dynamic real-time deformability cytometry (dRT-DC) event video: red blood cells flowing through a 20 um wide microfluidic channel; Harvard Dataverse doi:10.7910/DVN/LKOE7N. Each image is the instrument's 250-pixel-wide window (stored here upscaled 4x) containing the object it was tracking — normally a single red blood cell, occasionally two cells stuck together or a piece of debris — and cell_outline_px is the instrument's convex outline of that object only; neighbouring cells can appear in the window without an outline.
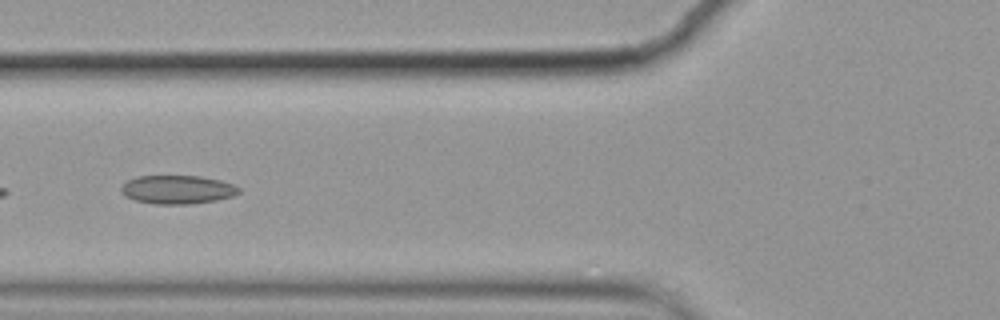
{"species": "common noctule bat (a hibernating species)", "species_latin": "Nyctalus noctula", "temperature_condition": "cold", "stored_images_in_passage": 5, "camera_frame_rate_fps": 3000, "um_per_image_px": 0.085, "animal": {"sex": "female", "body_mass_g": 19.9}, "frame": {"image": 1, "passage_image": 4, "time_ms": 1.0, "image_size_px": [1000, 320], "cell_outline_px": [[240, 192], [232, 196], [216, 200], [192, 204], [156, 204], [132, 200], [124, 196], [120, 192], [120, 188], [128, 180], [140, 176], [200, 176], [220, 180], [232, 184], [240, 188]], "centroid_in_image_um": [15.06, 16.12], "position_along_channel_um": 110.7, "area_um2": 19.65}}
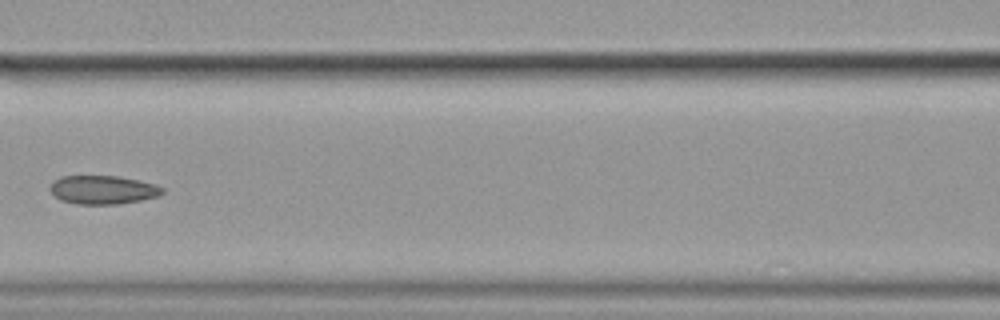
{"frame": {"image": 2, "passage_image": 5, "time_ms": 1.333, "image_size_px": [1000, 320], "cell_outline_px": [[164, 192], [156, 196], [140, 200], [116, 204], [76, 204], [60, 200], [48, 188], [52, 180], [60, 176], [116, 176], [156, 184], [164, 188]], "centroid_in_image_um": [8.69, 16.13], "position_along_channel_um": 157.9, "area_um2": 18.67}}